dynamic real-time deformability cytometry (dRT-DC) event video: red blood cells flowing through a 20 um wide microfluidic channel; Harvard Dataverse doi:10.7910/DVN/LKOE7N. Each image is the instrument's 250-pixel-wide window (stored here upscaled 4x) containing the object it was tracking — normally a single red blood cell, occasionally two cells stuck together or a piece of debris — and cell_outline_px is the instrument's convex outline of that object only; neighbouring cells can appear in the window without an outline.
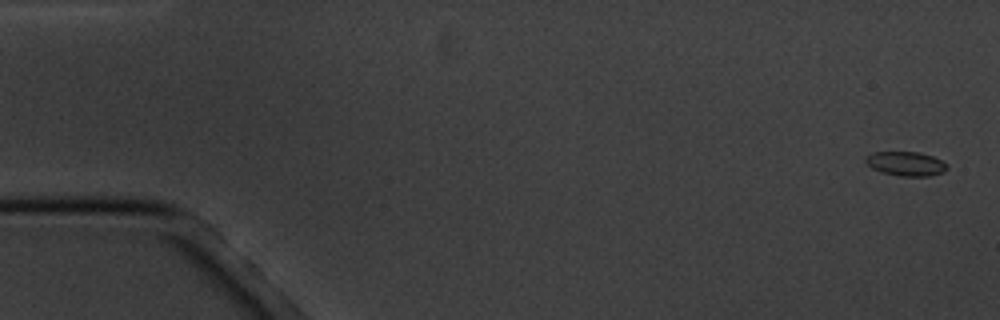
{"species": "common noctule bat (a hibernating species)", "species_latin": "Nyctalus noctula", "temperature_condition": "cold", "stored_images_in_passage": 5, "camera_frame_rate_fps": 3000, "um_per_image_px": 0.085, "animal": {"sex": "male", "body_mass_g": 20.1, "forearm_length_mm": 53.5}, "frame": {"image": 1, "passage_image": 1, "time_ms": 0.0, "image_size_px": [1000, 320], "cell_outline_px": [[948, 168], [944, 172], [928, 176], [900, 176], [880, 172], [872, 168], [864, 160], [872, 152], [920, 152], [932, 156], [948, 164]], "centroid_in_image_um": [77.02, 13.92], "position_along_channel_um": 8.0, "area_um2": 11.5}}
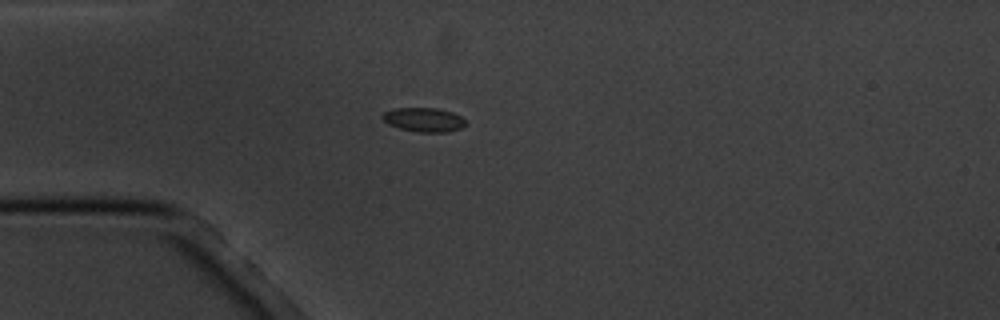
{"frame": {"image": 2, "passage_image": 5, "time_ms": 4.667, "image_size_px": [1000, 320], "cell_outline_px": [[464, 124], [460, 128], [448, 132], [416, 132], [400, 128], [388, 124], [380, 116], [384, 112], [392, 108], [436, 108], [452, 112], [460, 116], [464, 120]], "centroid_in_image_um": [35.98, 10.17], "position_along_channel_um": 49.0, "area_um2": 11.62}}